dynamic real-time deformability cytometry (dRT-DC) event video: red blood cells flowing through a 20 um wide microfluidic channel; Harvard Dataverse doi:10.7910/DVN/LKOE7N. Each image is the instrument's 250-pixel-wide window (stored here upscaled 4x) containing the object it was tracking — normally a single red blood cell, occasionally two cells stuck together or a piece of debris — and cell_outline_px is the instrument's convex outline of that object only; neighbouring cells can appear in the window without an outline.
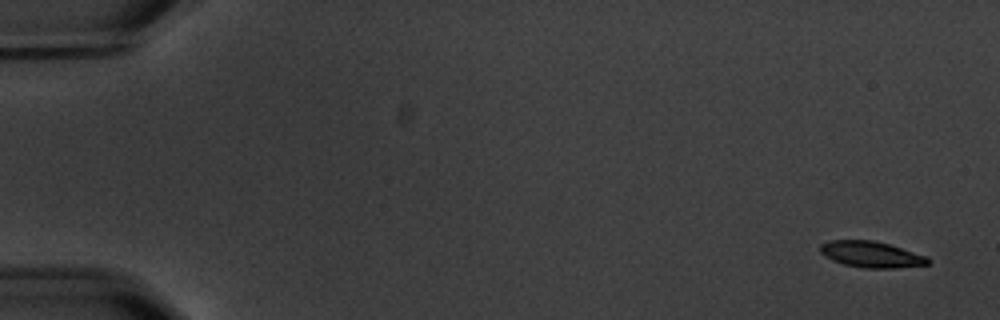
{"species": "common noctule bat (a hibernating species)", "species_latin": "Nyctalus noctula", "temperature_condition": "warm", "stored_images_in_passage": 6, "camera_frame_rate_fps": 3000, "um_per_image_px": 0.085, "animal": {"sex": "male", "body_mass_g": 20.1, "forearm_length_mm": 53.5}, "frame": {"image": 1, "passage_image": 1, "time_ms": 0.0, "image_size_px": [1000, 320], "cell_outline_px": [[932, 260], [928, 264], [892, 268], [864, 268], [844, 264], [832, 260], [824, 256], [820, 252], [820, 244], [832, 240], [872, 240], [888, 244], [928, 256]], "centroid_in_image_um": [74.06, 21.62], "position_along_channel_um": 10.9, "area_um2": 16.36}}
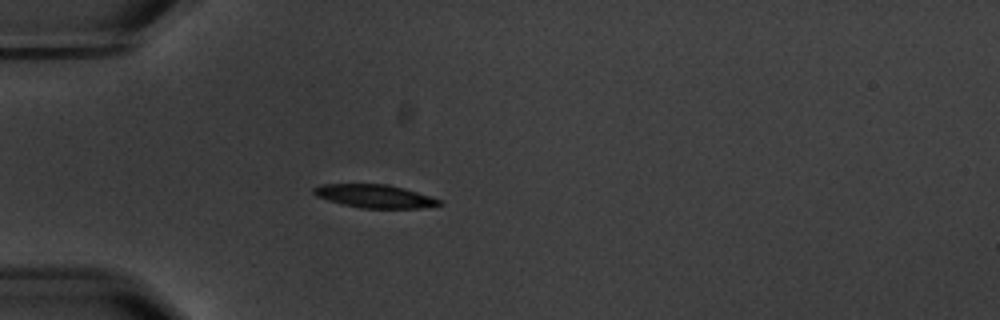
{"frame": {"image": 2, "passage_image": 5, "time_ms": 5.0, "image_size_px": [1000, 320], "cell_outline_px": [[444, 204], [420, 208], [360, 208], [340, 204], [316, 196], [312, 192], [312, 188], [320, 184], [388, 184], [404, 188], [440, 200]], "centroid_in_image_um": [31.79, 16.67], "position_along_channel_um": 53.2, "area_um2": 16.99}}